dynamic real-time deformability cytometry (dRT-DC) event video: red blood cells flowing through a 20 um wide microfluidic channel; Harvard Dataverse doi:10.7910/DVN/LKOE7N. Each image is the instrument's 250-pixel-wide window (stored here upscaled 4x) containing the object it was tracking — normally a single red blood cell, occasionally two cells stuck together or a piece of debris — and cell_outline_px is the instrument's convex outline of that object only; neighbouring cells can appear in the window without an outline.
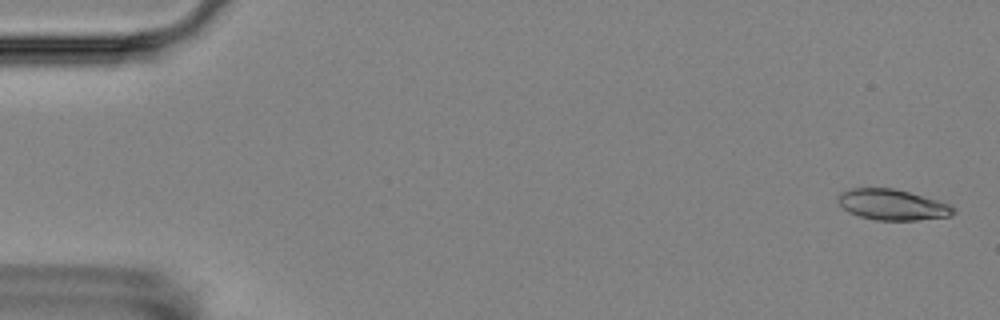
{"species": "Egyptian fruit bat (a non-hibernating species)", "species_latin": "Rousettus aegyptiacus", "temperature_condition": "room temperature", "stored_images_in_passage": 10, "camera_frame_rate_fps": 3000, "um_per_image_px": 0.085, "animal": {"sex": "female"}, "frame": {"image": 1, "passage_image": 1, "time_ms": 0.0, "image_size_px": [1000, 320], "cell_outline_px": [[956, 212], [948, 216], [916, 220], [876, 220], [860, 216], [848, 212], [836, 200], [836, 196], [840, 192], [848, 188], [892, 188], [908, 192], [936, 200], [948, 204], [956, 208]], "centroid_in_image_um": [75.79, 17.39], "position_along_channel_um": 9.2, "area_um2": 20.58}}
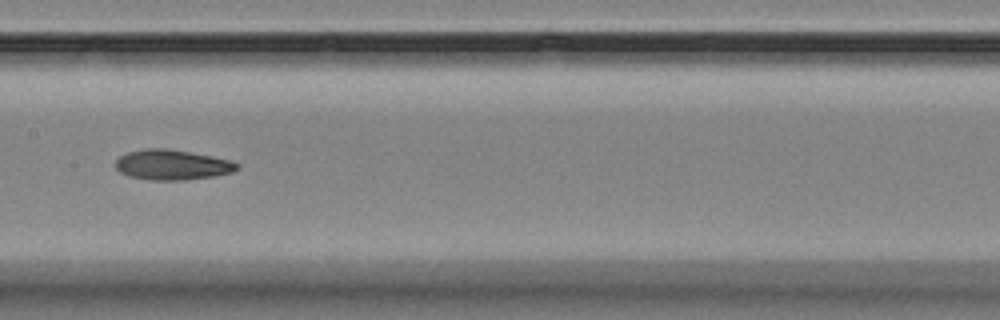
{"frame": {"image": 2, "passage_image": 9, "time_ms": 9.0, "image_size_px": [1000, 320], "cell_outline_px": [[240, 168], [232, 172], [216, 176], [184, 180], [148, 180], [128, 176], [120, 172], [116, 168], [116, 160], [120, 156], [128, 152], [144, 148], [168, 148], [212, 156], [228, 160], [240, 164]], "centroid_in_image_um": [14.63, 14.01], "position_along_channel_um": 192.8, "area_um2": 21.5}}
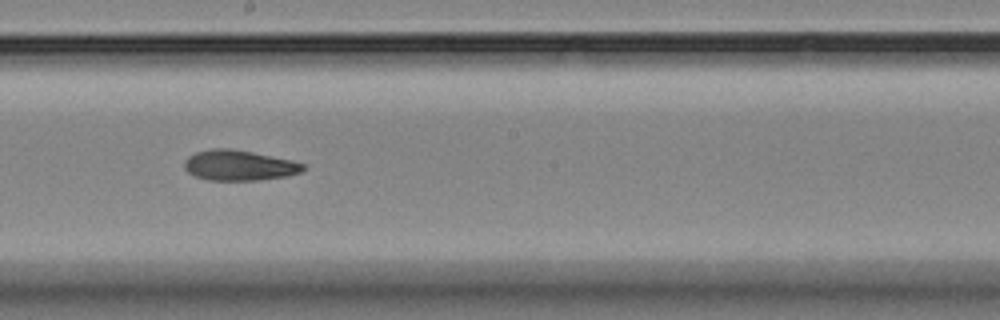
{"frame": {"image": 3, "passage_image": 10, "time_ms": 10.0, "image_size_px": [1000, 320], "cell_outline_px": [[308, 168], [300, 172], [288, 176], [260, 180], [208, 180], [196, 176], [188, 172], [184, 168], [184, 160], [188, 156], [196, 152], [212, 148], [232, 148], [292, 160], [304, 164]], "centroid_in_image_um": [20.33, 14.05], "position_along_channel_um": 227.9, "area_um2": 21.15}}